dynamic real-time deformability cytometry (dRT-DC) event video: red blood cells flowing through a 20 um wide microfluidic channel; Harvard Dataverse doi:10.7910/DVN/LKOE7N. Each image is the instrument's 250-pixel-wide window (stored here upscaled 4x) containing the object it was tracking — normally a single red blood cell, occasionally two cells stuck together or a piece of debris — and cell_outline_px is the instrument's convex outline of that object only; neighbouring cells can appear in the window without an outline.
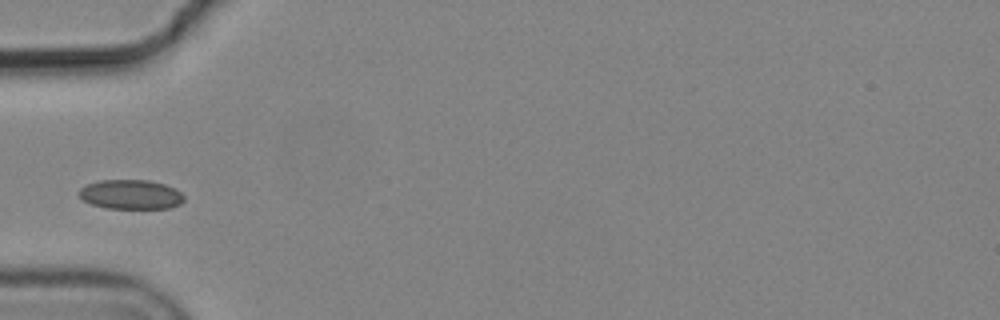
{"species": "common noctule bat (a hibernating species)", "species_latin": "Nyctalus noctula", "temperature_condition": "cold", "stored_images_in_passage": 2, "camera_frame_rate_fps": 3000, "um_per_image_px": 0.085, "animal": {"sex": "male", "body_mass_g": 19.2, "forearm_length_mm": 51.8}, "frame": {"image": 1, "passage_image": 2, "time_ms": 0.333, "image_size_px": [1000, 320], "cell_outline_px": [[184, 200], [180, 204], [168, 208], [108, 208], [92, 204], [84, 200], [76, 192], [80, 188], [88, 184], [100, 180], [148, 180], [164, 184], [176, 188], [184, 196]], "centroid_in_image_um": [11.12, 16.52], "position_along_channel_um": 73.9, "area_um2": 17.98}}